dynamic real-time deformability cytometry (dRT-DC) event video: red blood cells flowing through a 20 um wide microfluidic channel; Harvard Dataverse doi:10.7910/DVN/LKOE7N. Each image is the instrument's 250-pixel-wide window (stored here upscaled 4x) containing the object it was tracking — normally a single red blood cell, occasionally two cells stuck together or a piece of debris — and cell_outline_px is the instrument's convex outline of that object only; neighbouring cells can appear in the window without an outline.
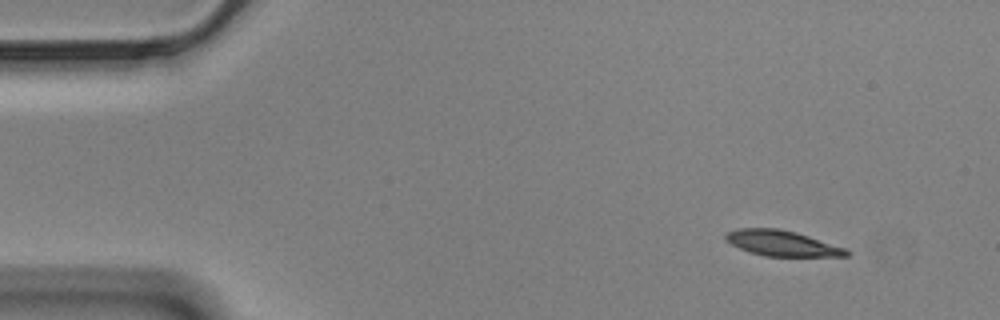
{"species": "Egyptian fruit bat (a non-hibernating species)", "species_latin": "Rousettus aegyptiacus", "temperature_condition": "cold", "stored_images_in_passage": 52, "camera_frame_rate_fps": 3000, "um_per_image_px": 0.085, "animal": {"sex": "male"}, "frame": {"image": 1, "passage_image": 1, "time_ms": 0.0, "image_size_px": [1000, 320], "cell_outline_px": [[852, 252], [848, 256], [764, 256], [748, 252], [724, 240], [724, 236], [728, 232], [736, 228], [780, 228], [796, 232], [848, 248]], "centroid_in_image_um": [66.5, 20.67], "position_along_channel_um": 18.5, "area_um2": 18.21}}
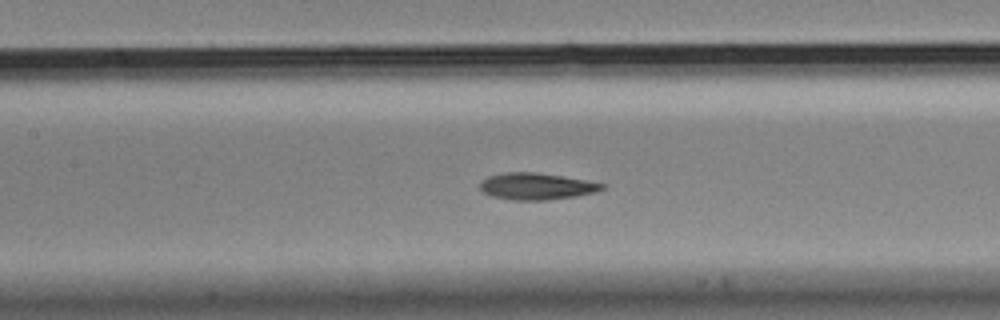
{"frame": {"image": 2, "passage_image": 21, "time_ms": 6.667, "image_size_px": [1000, 320], "cell_outline_px": [[608, 184], [604, 188], [596, 192], [576, 196], [548, 200], [512, 200], [492, 196], [484, 192], [480, 188], [480, 180], [488, 176], [504, 172], [536, 172]], "centroid_in_image_um": [45.59, 15.83], "position_along_channel_um": 161.8, "area_um2": 19.02}}
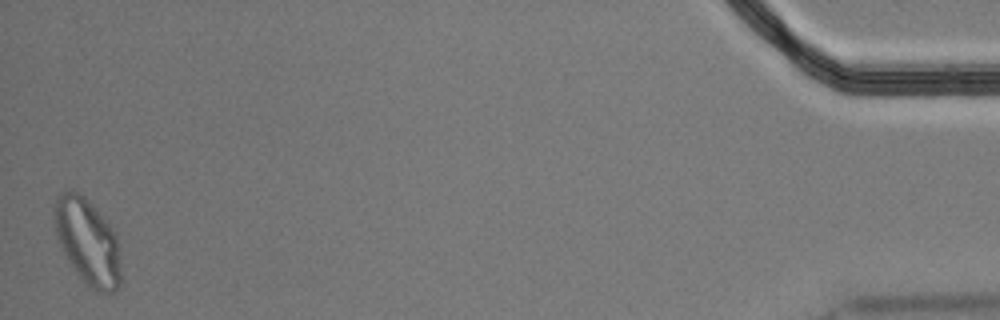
{"frame": {"image": 3, "passage_image": 52, "time_ms": 17.0, "image_size_px": [1000, 320], "cell_outline_px": [[120, 284], [112, 292], [96, 292], [84, 284], [60, 248], [56, 236], [52, 216], [52, 212], [56, 200], [64, 192], [72, 188], [80, 192], [88, 200], [112, 228], [116, 236], [120, 260]], "centroid_in_image_um": [7.41, 20.54], "position_along_channel_um": 427.8, "area_um2": 33.47}, "authors_computed_cell_mechanics": {"area_um2": 19.074, "velocity_mm_per_s": 3.4629, "shape_relaxation_time_tau1_ms": 6.0695, "shape_relaxation_time_tau2_ms": 4.9661, "deformation_change_tau1": 0.1671, "deformation_change_tau2": 0.094}}